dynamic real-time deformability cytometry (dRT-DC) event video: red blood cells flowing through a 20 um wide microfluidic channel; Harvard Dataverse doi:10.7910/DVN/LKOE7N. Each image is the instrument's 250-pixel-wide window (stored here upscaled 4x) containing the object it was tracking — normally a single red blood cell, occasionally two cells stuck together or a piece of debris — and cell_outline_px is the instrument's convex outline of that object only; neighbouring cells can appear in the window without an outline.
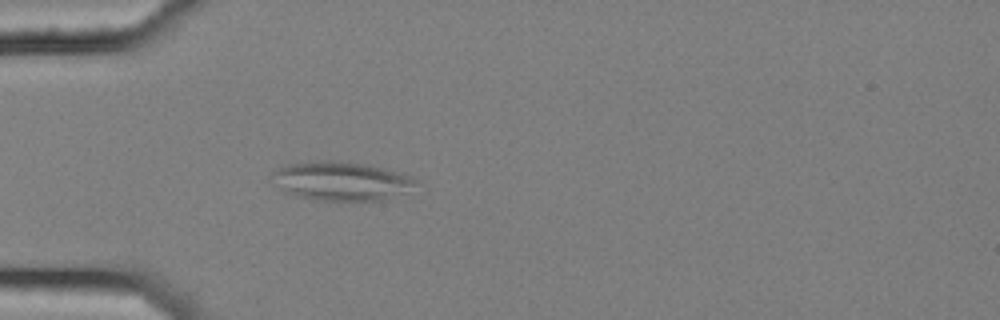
{"species": "common noctule bat (a hibernating species)", "species_latin": "Nyctalus noctula", "temperature_condition": "cold", "stored_images_in_passage": 3, "camera_frame_rate_fps": 3000, "um_per_image_px": 0.085, "animal": {"sex": "female", "body_mass_g": 25.1}, "frame": {"image": 1, "passage_image": 3, "time_ms": 0.667, "image_size_px": [1000, 320], "cell_outline_px": [[416, 180], [404, 192], [388, 200], [316, 200], [284, 192], [268, 180], [272, 172], [288, 164], [324, 160], [328, 160], [368, 164], [404, 172], [412, 176]], "centroid_in_image_um": [28.97, 15.38], "position_along_channel_um": 56.0, "area_um2": 32.66}}